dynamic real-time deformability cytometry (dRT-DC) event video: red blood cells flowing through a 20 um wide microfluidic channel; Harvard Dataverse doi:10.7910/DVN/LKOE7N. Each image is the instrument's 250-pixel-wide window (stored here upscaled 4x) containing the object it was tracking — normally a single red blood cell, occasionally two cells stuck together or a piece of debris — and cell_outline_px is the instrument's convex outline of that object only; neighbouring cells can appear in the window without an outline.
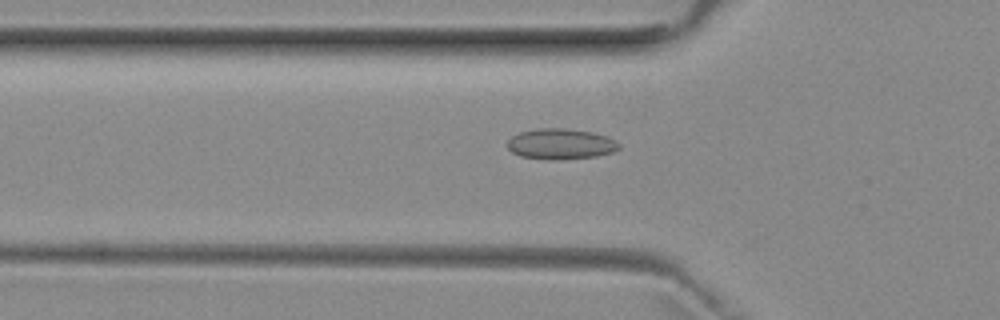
{"species": "common noctule bat (a hibernating species)", "species_latin": "Nyctalus noctula", "temperature_condition": "room temperature", "stored_images_in_passage": 29, "camera_frame_rate_fps": 3000, "um_per_image_px": 0.085, "animal": {"sex": "female", "body_mass_g": 29.2, "forearm_length_mm": 56.3}, "frame": {"image": 1, "passage_image": 2, "time_ms": 0.333, "image_size_px": [1000, 320], "cell_outline_px": [[620, 148], [612, 152], [596, 156], [560, 160], [548, 160], [520, 156], [512, 152], [508, 148], [508, 140], [512, 136], [520, 132], [536, 128], [564, 128], [592, 132], [608, 136], [616, 140], [620, 144]], "centroid_in_image_um": [47.67, 12.24], "position_along_channel_um": 78.1, "area_um2": 20.11}}
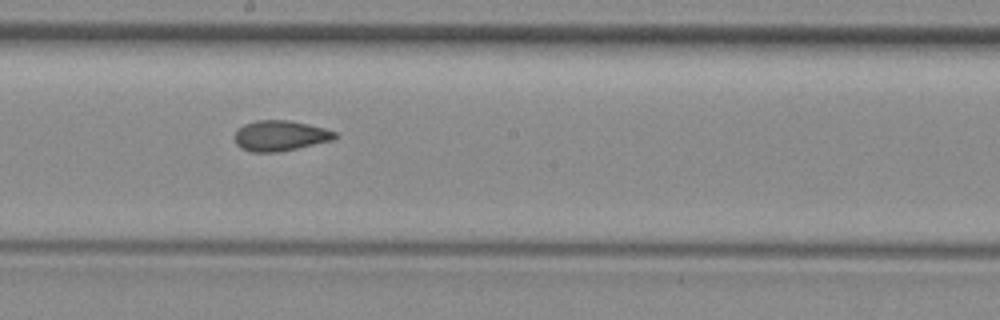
{"frame": {"image": 2, "passage_image": 13, "time_ms": 4.0, "image_size_px": [1000, 320], "cell_outline_px": [[336, 136], [332, 140], [280, 152], [252, 152], [240, 148], [236, 144], [236, 132], [244, 124], [256, 120], [288, 120], [308, 124], [324, 128], [336, 132]], "centroid_in_image_um": [23.81, 11.54], "position_along_channel_um": 224.4, "area_um2": 17.63}}
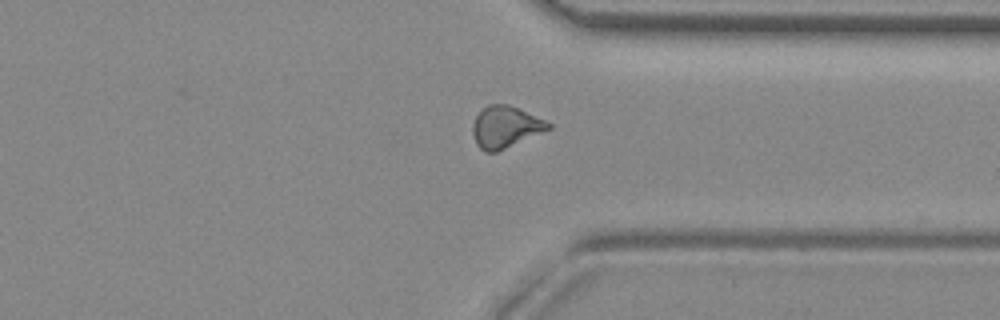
{"frame": {"image": 3, "passage_image": 24, "time_ms": 7.667, "image_size_px": [1000, 320], "cell_outline_px": [[552, 128], [496, 152], [484, 152], [476, 144], [472, 132], [472, 124], [476, 116], [488, 104], [508, 104], [544, 120], [552, 124]], "centroid_in_image_um": [42.93, 10.8], "position_along_channel_um": 368.5, "area_um2": 18.15}, "authors_computed_cell_mechanics": {"area_um2": 17.6868, "velocity_mm_per_s": 3.9706, "shape_relaxation_time_tau1_ms": null, "shape_relaxation_time_tau2_ms": 2.3063, "deformation_change_tau1": null, "deformation_change_tau2": 0.0779}}